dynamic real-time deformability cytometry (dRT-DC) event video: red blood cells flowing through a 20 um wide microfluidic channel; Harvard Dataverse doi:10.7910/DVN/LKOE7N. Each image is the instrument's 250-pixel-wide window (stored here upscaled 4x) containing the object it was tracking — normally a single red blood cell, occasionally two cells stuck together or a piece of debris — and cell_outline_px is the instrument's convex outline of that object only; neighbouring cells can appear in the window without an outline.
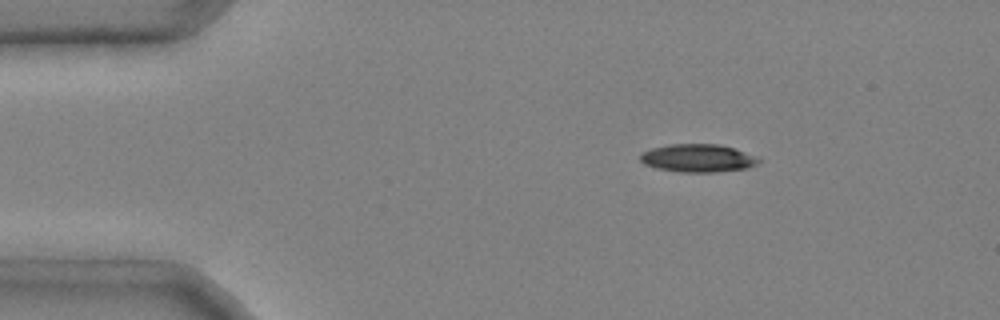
{"species": "common noctule bat (a hibernating species)", "species_latin": "Nyctalus noctula", "temperature_condition": "cold", "stored_images_in_passage": 40, "camera_frame_rate_fps": 3000, "um_per_image_px": 0.085, "animal": {"sex": "male", "body_mass_g": 20.4}, "frame": {"image": 1, "passage_image": 1, "time_ms": 0.0, "image_size_px": [1000, 320], "cell_outline_px": [[760, 160], [756, 164], [748, 168], [716, 172], [676, 172], [656, 168], [644, 164], [640, 160], [640, 152], [652, 148], [668, 144], [720, 144], [744, 152]], "centroid_in_image_um": [59.24, 13.44], "position_along_channel_um": 25.8, "area_um2": 19.25}}
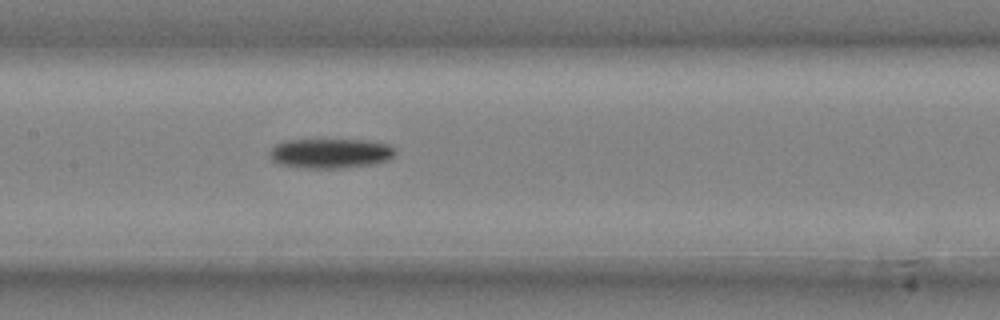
{"frame": {"image": 2, "passage_image": 17, "time_ms": 5.333, "image_size_px": [1000, 320], "cell_outline_px": [[396, 152], [388, 160], [372, 164], [340, 168], [304, 168], [280, 164], [272, 160], [272, 148], [276, 144], [284, 140], [368, 140], [388, 144], [396, 148]], "centroid_in_image_um": [28.13, 13.03], "position_along_channel_um": 179.3, "area_um2": 21.62}}
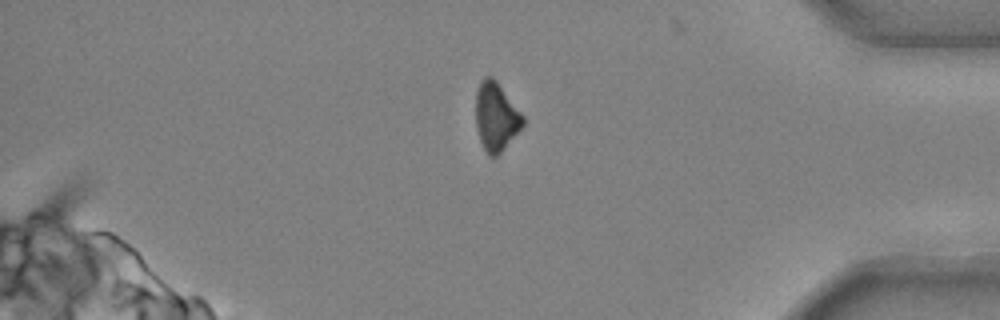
{"frame": {"image": 3, "passage_image": 35, "time_ms": 11.333, "image_size_px": [1000, 320], "cell_outline_px": [[524, 124], [500, 152], [496, 156], [488, 156], [480, 140], [476, 124], [476, 92], [480, 80], [484, 76], [492, 76], [496, 80], [524, 116]], "centroid_in_image_um": [42.15, 9.88], "position_along_channel_um": 393.1, "area_um2": 18.55}, "authors_computed_cell_mechanics": {"area_um2": 21.1259, "velocity_mm_per_s": 4.0, "shape_relaxation_time_tau1_ms": 3.7697, "shape_relaxation_time_tau2_ms": null, "deformation_change_tau1": 0.1483, "deformation_change_tau2": null}}